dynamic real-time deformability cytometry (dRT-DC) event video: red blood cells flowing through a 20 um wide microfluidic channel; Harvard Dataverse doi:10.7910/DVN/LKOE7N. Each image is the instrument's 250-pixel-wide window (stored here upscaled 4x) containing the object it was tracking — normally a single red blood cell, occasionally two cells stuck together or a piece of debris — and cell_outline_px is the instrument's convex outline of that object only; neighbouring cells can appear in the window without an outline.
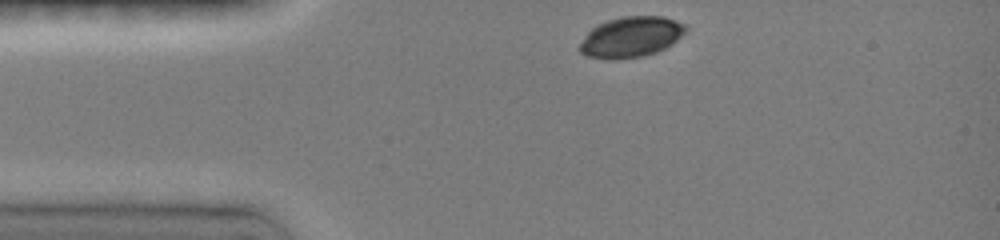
{"species": "common noctule bat (a hibernating species)", "species_latin": "Nyctalus noctula", "temperature_condition": "room temperature", "stored_images_in_passage": 34, "camera_frame_rate_fps": 3000, "um_per_image_px": 0.085, "animal": {"sex": "female", "body_mass_g": 19.0, "forearm_length_mm": 51.5}, "frame": {"image": 1, "passage_image": 1, "time_ms": 0.0, "image_size_px": [1000, 240], "cell_outline_px": [[688, 28], [676, 40], [664, 48], [640, 56], [588, 56], [580, 52], [580, 44], [588, 32], [596, 24], [620, 16], [664, 16], [684, 24]], "centroid_in_image_um": [53.66, 3.07], "position_along_channel_um": 31.3, "area_um2": 23.93}}
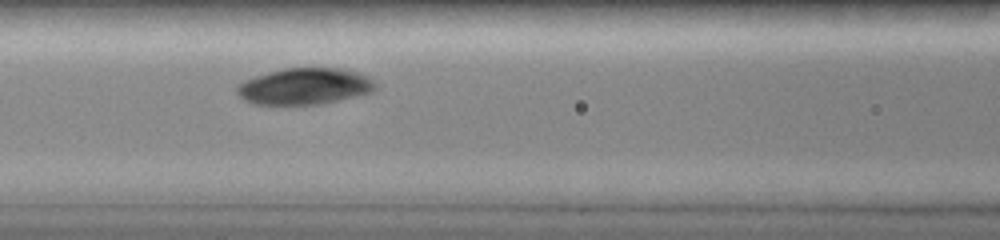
{"frame": {"image": 2, "passage_image": 12, "time_ms": 3.667, "image_size_px": [1000, 240], "cell_outline_px": [[372, 88], [368, 92], [320, 104], [256, 104], [244, 100], [236, 92], [236, 88], [244, 80], [268, 72], [284, 68], [340, 68], [356, 72], [372, 80]], "centroid_in_image_um": [25.78, 7.33], "position_along_channel_um": 140.8, "area_um2": 28.55}}
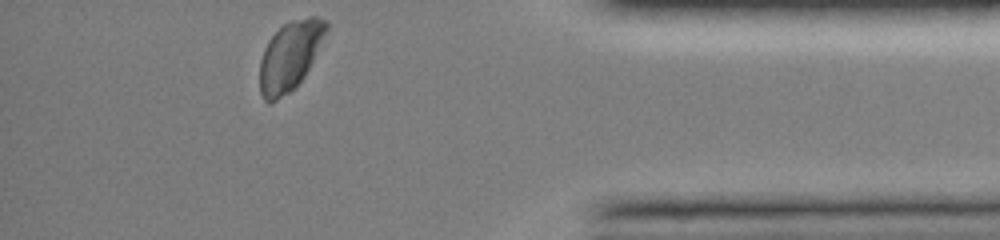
{"frame": {"image": 3, "passage_image": 34, "time_ms": 11.0, "image_size_px": [1000, 240], "cell_outline_px": [[328, 28], [304, 76], [288, 92], [276, 100], [268, 104], [264, 100], [260, 92], [260, 60], [264, 48], [268, 40], [288, 20], [308, 16], [316, 16], [328, 20]], "centroid_in_image_um": [24.63, 4.7], "position_along_channel_um": 410.6, "area_um2": 26.41}, "authors_computed_cell_mechanics": {"area_um2": 29.4491, "velocity_mm_per_s": 3.9682, "shape_relaxation_time_tau1_ms": 1.7925, "shape_relaxation_time_tau2_ms": null, "deformation_change_tau1": 0.0319, "deformation_change_tau2": null}}